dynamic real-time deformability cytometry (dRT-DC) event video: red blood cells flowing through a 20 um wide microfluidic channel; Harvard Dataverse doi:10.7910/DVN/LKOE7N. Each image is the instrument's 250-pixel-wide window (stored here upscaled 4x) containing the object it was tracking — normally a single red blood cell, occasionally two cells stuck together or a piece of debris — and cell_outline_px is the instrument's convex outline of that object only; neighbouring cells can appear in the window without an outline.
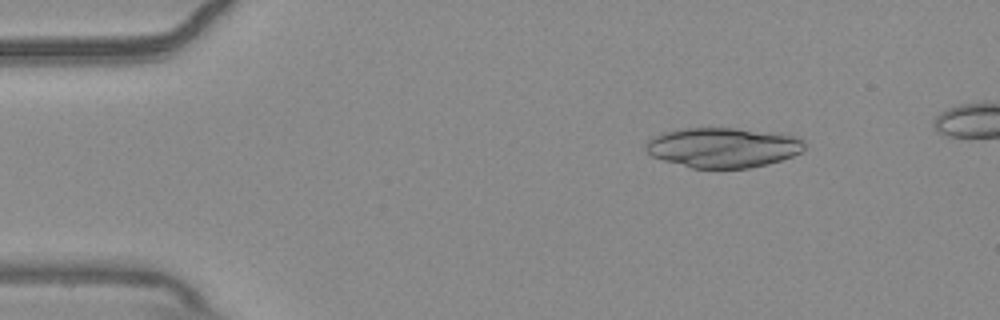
{"species": "common noctule bat (a hibernating species)", "species_latin": "Nyctalus noctula", "temperature_condition": "warm", "stored_images_in_passage": 15, "camera_frame_rate_fps": 3000, "um_per_image_px": 0.085, "animal": {"sex": "male", "body_mass_g": 20.4}, "frame": {"image": 1, "passage_image": 7, "time_ms": 2.0, "image_size_px": [1000, 320], "cell_outline_px": [[804, 148], [800, 152], [792, 156], [768, 164], [748, 168], [692, 168], [664, 160], [652, 156], [644, 148], [644, 144], [648, 140], [664, 132], [680, 128], [736, 128], [772, 132], [796, 136], [804, 140]], "centroid_in_image_um": [61.45, 12.53], "position_along_channel_um": 23.6, "area_um2": 36.93}}